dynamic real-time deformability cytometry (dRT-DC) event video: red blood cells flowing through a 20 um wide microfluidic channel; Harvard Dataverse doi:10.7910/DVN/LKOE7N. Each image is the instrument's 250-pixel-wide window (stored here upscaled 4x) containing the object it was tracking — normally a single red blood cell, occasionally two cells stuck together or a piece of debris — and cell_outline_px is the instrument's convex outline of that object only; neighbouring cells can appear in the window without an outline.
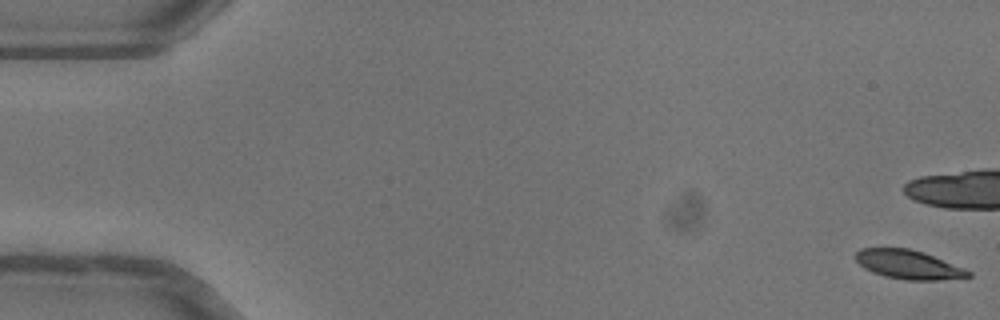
{"species": "common noctule bat (a hibernating species)", "species_latin": "Nyctalus noctula", "temperature_condition": "warm", "stored_images_in_passage": 41, "camera_frame_rate_fps": 3000, "um_per_image_px": 0.085, "animal": {"sex": "female"}, "frame": {"image": 1, "passage_image": 1, "time_ms": 0.0, "image_size_px": [1000, 320], "cell_outline_px": [[972, 276], [936, 280], [904, 280], [884, 276], [872, 272], [864, 268], [856, 260], [856, 252], [860, 248], [908, 248], [924, 252], [964, 268], [972, 272]], "centroid_in_image_um": [77.21, 22.48], "position_along_channel_um": 7.8, "area_um2": 18.96}, "authors_computed_cell_mechanics": {"area_um2": 21.5594, "velocity_mm_per_s": 4.03, "shape_relaxation_time_tau1_ms": 3.8176, "shape_relaxation_time_tau2_ms": 2.2165, "deformation_change_tau1": 0.1874, "deformation_change_tau2": 0.0788}}